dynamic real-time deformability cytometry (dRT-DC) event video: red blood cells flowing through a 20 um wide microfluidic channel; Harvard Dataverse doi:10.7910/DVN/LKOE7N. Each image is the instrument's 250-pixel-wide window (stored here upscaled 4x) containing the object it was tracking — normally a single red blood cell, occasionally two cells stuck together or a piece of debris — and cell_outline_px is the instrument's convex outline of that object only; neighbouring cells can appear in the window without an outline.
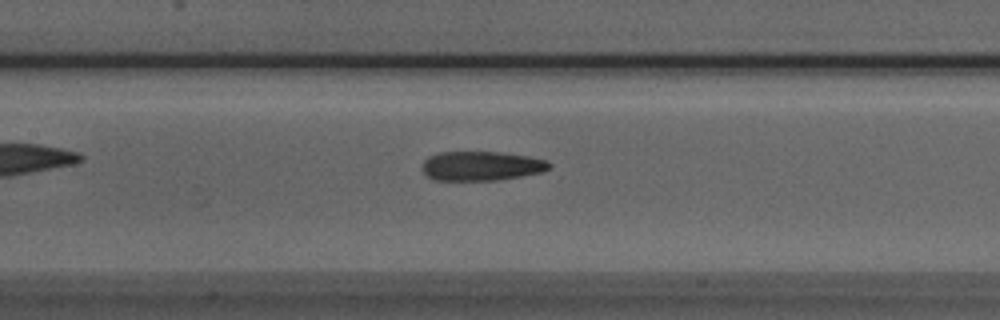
{"species": "Egyptian fruit bat (a non-hibernating species)", "species_latin": "Rousettus aegyptiacus", "temperature_condition": "room temperature", "stored_images_in_passage": 29, "camera_frame_rate_fps": 3000, "um_per_image_px": 0.085, "animal": {"sex": "male"}, "frame": {"image": 1, "passage_image": 8, "time_ms": 2.333, "image_size_px": [1000, 320], "cell_outline_px": [[552, 168], [544, 172], [496, 180], [432, 180], [424, 172], [424, 160], [428, 156], [440, 152], [500, 152], [528, 156], [544, 160], [552, 164]], "centroid_in_image_um": [40.94, 14.1], "position_along_channel_um": 166.5, "area_um2": 21.68}}
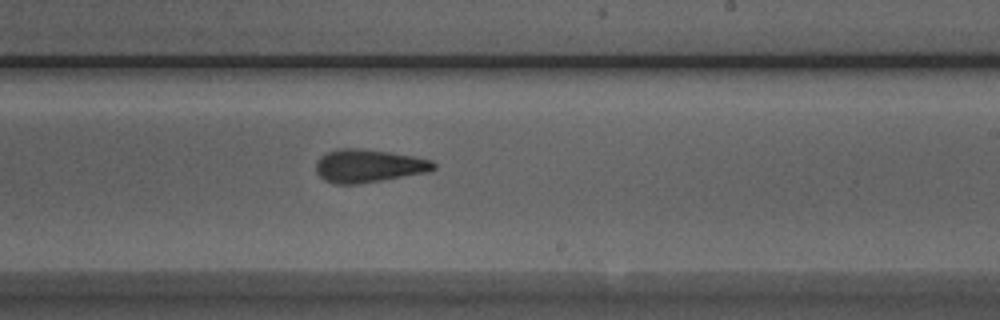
{"frame": {"image": 2, "passage_image": 15, "time_ms": 4.667, "image_size_px": [1000, 320], "cell_outline_px": [[436, 168], [428, 172], [356, 184], [332, 184], [324, 180], [316, 172], [316, 160], [320, 156], [328, 152], [340, 148], [360, 148], [392, 152], [432, 160], [436, 164]], "centroid_in_image_um": [31.3, 14.09], "position_along_channel_um": 257.7, "area_um2": 22.72}}
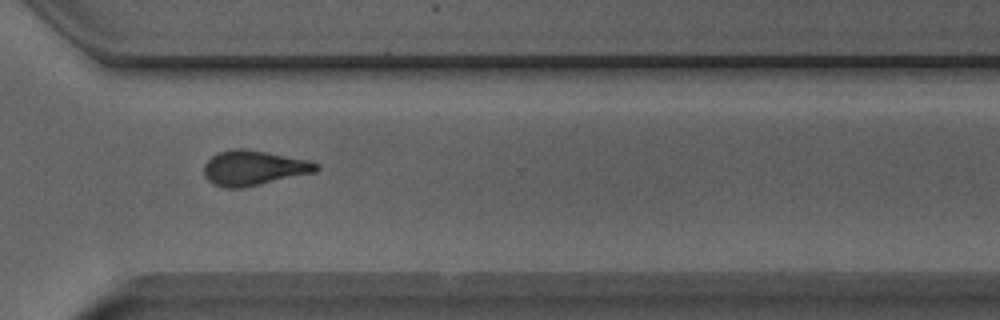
{"frame": {"image": 3, "passage_image": 22, "time_ms": 7.0, "image_size_px": [1000, 320], "cell_outline_px": [[320, 168], [316, 172], [244, 188], [224, 188], [212, 184], [204, 176], [204, 164], [212, 156], [220, 152], [232, 148], [244, 148], [268, 152], [308, 160], [320, 164]], "centroid_in_image_um": [21.57, 14.28], "position_along_channel_um": 349.0, "area_um2": 23.12}}